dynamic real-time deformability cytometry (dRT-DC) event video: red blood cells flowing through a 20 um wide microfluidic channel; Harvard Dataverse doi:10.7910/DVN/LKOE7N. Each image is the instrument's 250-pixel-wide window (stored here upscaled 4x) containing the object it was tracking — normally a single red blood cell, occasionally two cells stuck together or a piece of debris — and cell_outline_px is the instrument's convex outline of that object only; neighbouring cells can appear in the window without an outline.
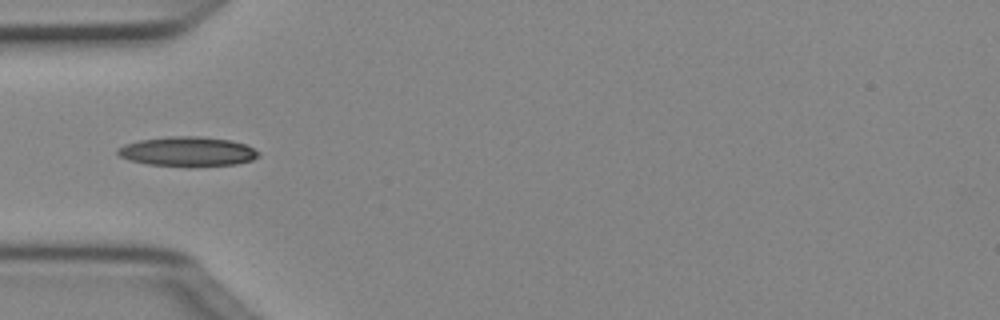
{"species": "Egyptian fruit bat (a non-hibernating species)", "species_latin": "Rousettus aegyptiacus", "temperature_condition": "cold", "stored_images_in_passage": 35, "camera_frame_rate_fps": 3000, "um_per_image_px": 0.085, "animal": {"sex": "female"}, "frame": {"image": 1, "passage_image": 1, "time_ms": 0.0, "image_size_px": [1000, 320], "cell_outline_px": [[260, 156], [252, 160], [236, 164], [188, 168], [148, 164], [128, 160], [120, 156], [116, 152], [116, 148], [124, 144], [140, 140], [168, 136], [200, 136], [232, 140], [244, 144], [260, 152]], "centroid_in_image_um": [15.94, 12.9], "position_along_channel_um": 69.1, "area_um2": 24.85}}
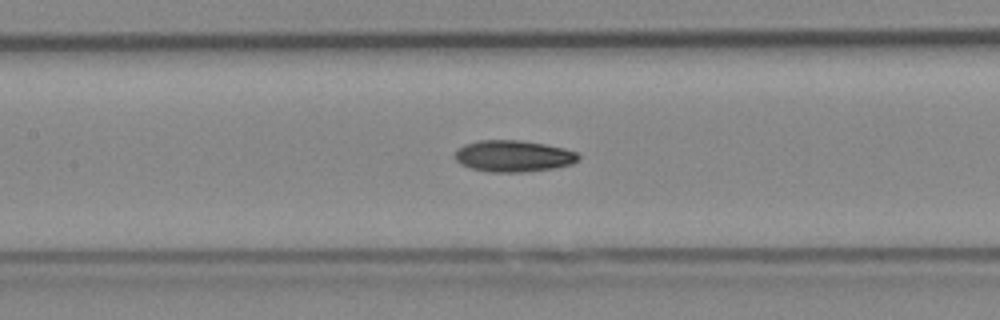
{"frame": {"image": 2, "passage_image": 8, "time_ms": 2.333, "image_size_px": [1000, 320], "cell_outline_px": [[580, 160], [572, 164], [556, 168], [520, 172], [488, 172], [472, 168], [460, 164], [456, 160], [456, 152], [464, 144], [480, 140], [520, 140], [544, 144], [564, 148], [576, 152], [580, 156]], "centroid_in_image_um": [43.67, 13.27], "position_along_channel_um": 163.7, "area_um2": 22.66}}
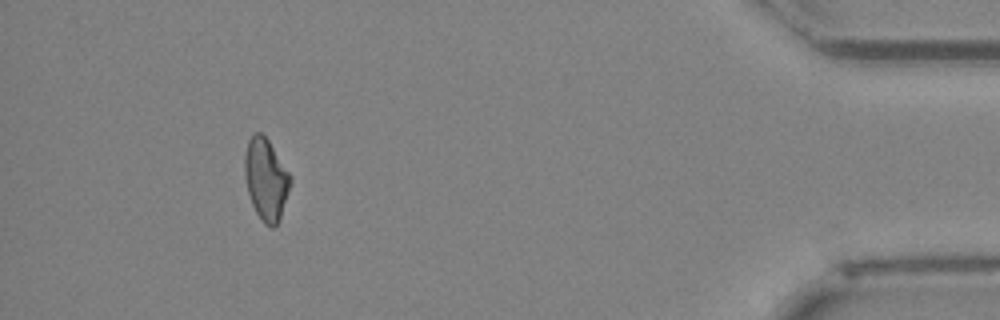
{"frame": {"image": 3, "passage_image": 31, "time_ms": 10.0, "image_size_px": [1000, 320], "cell_outline_px": [[292, 180], [280, 220], [272, 228], [264, 224], [260, 220], [252, 204], [248, 192], [244, 176], [244, 156], [248, 140], [256, 132], [260, 132], [268, 140], [292, 176]], "centroid_in_image_um": [22.61, 15.26], "position_along_channel_um": 412.6, "area_um2": 21.85}, "authors_computed_cell_mechanics": {"area_um2": 22.0796, "velocity_mm_per_s": 4.0515, "shape_relaxation_time_tau1_ms": 5.6648, "shape_relaxation_time_tau2_ms": 5.584, "deformation_change_tau1": 0.1483, "deformation_change_tau2": 0.1059}}